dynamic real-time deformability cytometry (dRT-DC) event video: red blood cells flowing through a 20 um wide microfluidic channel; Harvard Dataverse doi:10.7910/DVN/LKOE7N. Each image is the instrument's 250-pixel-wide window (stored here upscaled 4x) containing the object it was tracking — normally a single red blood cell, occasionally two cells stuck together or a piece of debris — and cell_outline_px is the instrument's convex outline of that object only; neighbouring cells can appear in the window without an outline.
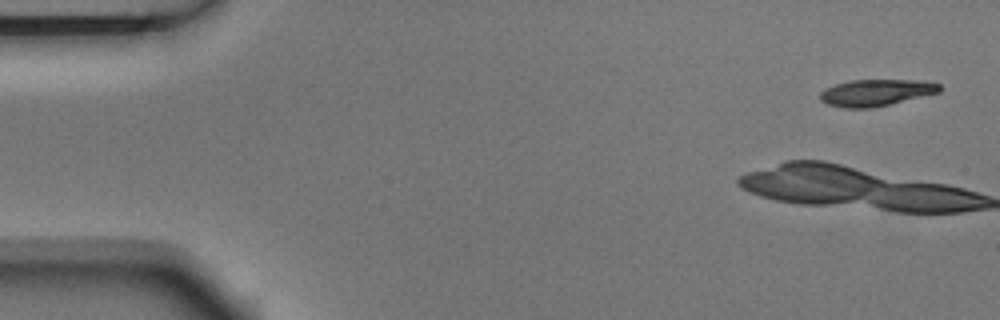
{"species": "Egyptian fruit bat (a non-hibernating species)", "species_latin": "Rousettus aegyptiacus", "temperature_condition": "room temperature", "stored_images_in_passage": 3, "camera_frame_rate_fps": 3000, "um_per_image_px": 0.085, "animal": {"sex": "male"}, "frame": {"image": 1, "passage_image": 1, "time_ms": 0.0, "image_size_px": [1000, 320], "cell_outline_px": [[940, 92], [872, 108], [844, 108], [828, 104], [820, 100], [820, 92], [836, 84], [852, 80], [924, 80], [940, 84]], "centroid_in_image_um": [74.47, 7.87], "position_along_channel_um": 10.5, "area_um2": 18.38}}